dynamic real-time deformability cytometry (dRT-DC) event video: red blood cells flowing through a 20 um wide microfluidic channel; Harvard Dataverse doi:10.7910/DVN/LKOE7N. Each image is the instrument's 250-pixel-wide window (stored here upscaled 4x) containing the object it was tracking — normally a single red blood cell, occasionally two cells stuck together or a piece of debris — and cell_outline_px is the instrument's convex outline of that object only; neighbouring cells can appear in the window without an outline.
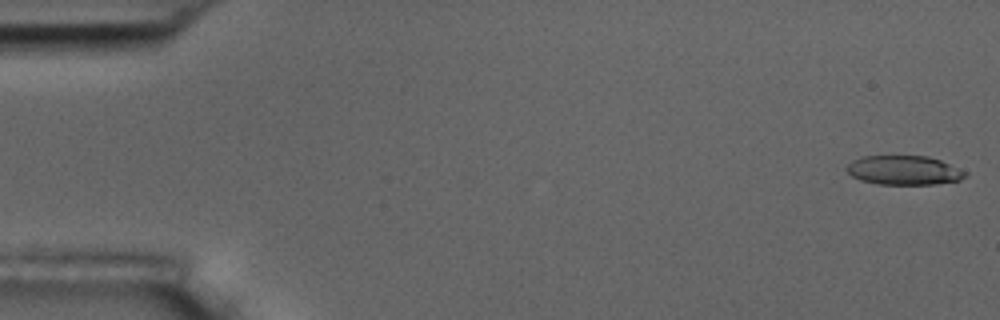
{"species": "common noctule bat (a hibernating species)", "species_latin": "Nyctalus noctula", "temperature_condition": "room temperature", "stored_images_in_passage": 10, "camera_frame_rate_fps": 3000, "um_per_image_px": 0.085, "animal": {"sex": "male", "body_mass_g": 17.5, "forearm_length_mm": 52.3}, "frame": {"image": 1, "passage_image": 1, "time_ms": 0.0, "image_size_px": [1000, 320], "cell_outline_px": [[968, 176], [960, 180], [936, 184], [876, 184], [860, 180], [852, 176], [844, 168], [852, 160], [860, 156], [928, 156], [940, 160], [968, 172]], "centroid_in_image_um": [76.83, 14.47], "position_along_channel_um": 8.2, "area_um2": 20.35}}
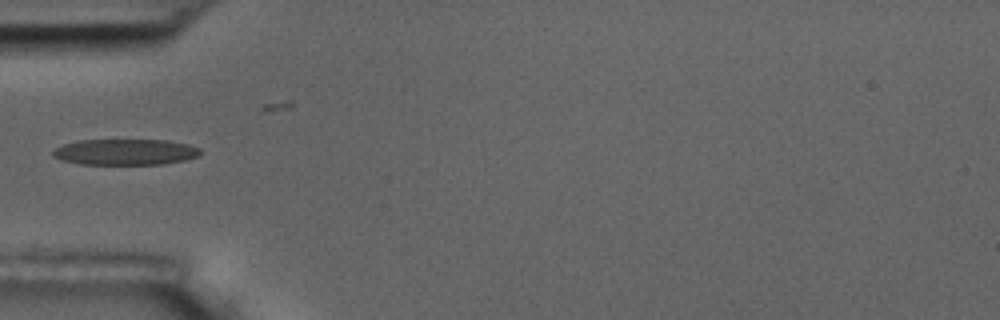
{"frame": {"image": 2, "passage_image": 6, "time_ms": 5.667, "image_size_px": [1000, 320], "cell_outline_px": [[200, 156], [184, 160], [160, 164], [80, 164], [60, 160], [52, 156], [52, 152], [56, 148], [64, 144], [80, 140], [168, 140], [188, 144], [200, 148]], "centroid_in_image_um": [10.65, 12.92], "position_along_channel_um": 74.4, "area_um2": 22.31}}
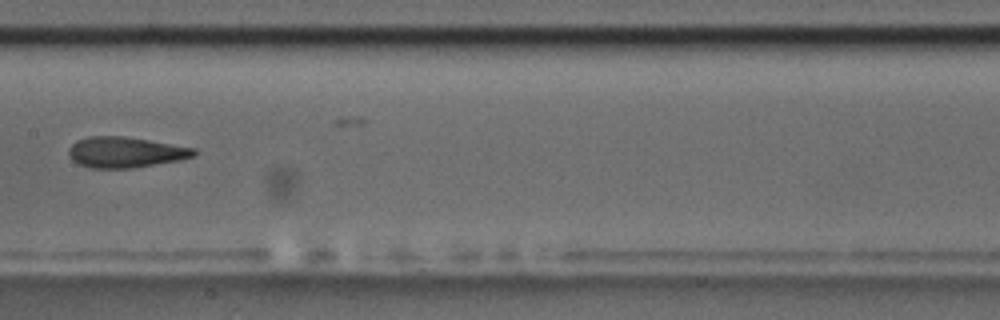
{"frame": {"image": 3, "passage_image": 9, "time_ms": 9.0, "image_size_px": [1000, 320], "cell_outline_px": [[196, 156], [180, 160], [132, 168], [88, 168], [72, 160], [68, 156], [68, 148], [76, 140], [88, 136], [124, 136], [196, 148]], "centroid_in_image_um": [10.64, 12.94], "position_along_channel_um": 196.8, "area_um2": 22.54}}